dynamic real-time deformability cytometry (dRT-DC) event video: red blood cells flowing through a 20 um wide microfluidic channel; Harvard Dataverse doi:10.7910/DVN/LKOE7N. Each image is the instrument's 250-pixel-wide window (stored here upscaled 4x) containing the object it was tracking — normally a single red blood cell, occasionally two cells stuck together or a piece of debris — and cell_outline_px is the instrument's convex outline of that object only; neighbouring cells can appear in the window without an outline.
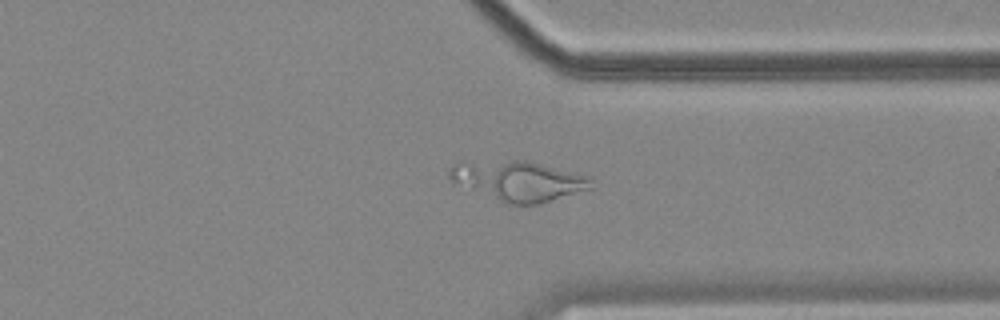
{"species": "common noctule bat (a hibernating species)", "species_latin": "Nyctalus noctula", "temperature_condition": "cold", "stored_images_in_passage": 45, "segment_of_instrument_passage": [2, 2], "camera_frame_rate_fps": 3000, "um_per_image_px": 0.085, "animal": {"sex": "female", "body_mass_g": 18.4}, "frame": {"image": 1, "passage_image": 32, "time_ms": 10.333, "image_size_px": [1000, 320], "cell_outline_px": [[592, 188], [536, 204], [504, 204], [452, 180], [448, 176], [448, 168], [452, 164], [516, 160], [528, 160], [592, 176]], "centroid_in_image_um": [44.14, 15.37], "position_along_channel_um": 367.3, "area_um2": 32.48}}
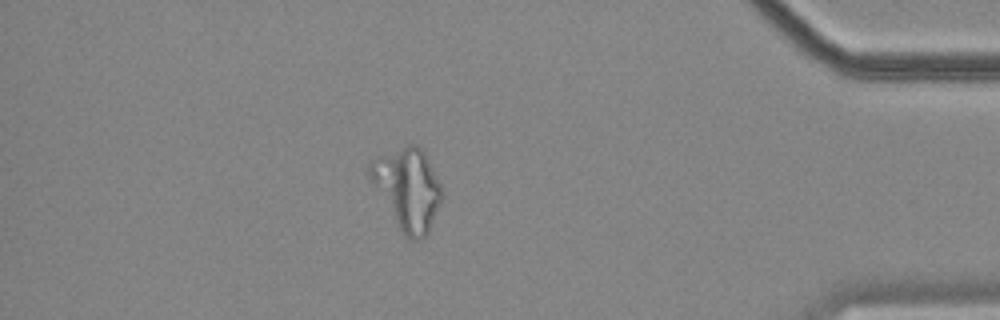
{"frame": {"image": 2, "passage_image": 38, "time_ms": 12.333, "image_size_px": [1000, 320], "cell_outline_px": [[444, 196], [428, 232], [424, 236], [416, 240], [408, 240], [404, 236], [396, 224], [368, 176], [368, 164], [376, 156], [408, 144], [416, 144], [424, 152], [444, 188]], "centroid_in_image_um": [34.66, 16.04], "position_along_channel_um": 400.5, "area_um2": 34.39}}